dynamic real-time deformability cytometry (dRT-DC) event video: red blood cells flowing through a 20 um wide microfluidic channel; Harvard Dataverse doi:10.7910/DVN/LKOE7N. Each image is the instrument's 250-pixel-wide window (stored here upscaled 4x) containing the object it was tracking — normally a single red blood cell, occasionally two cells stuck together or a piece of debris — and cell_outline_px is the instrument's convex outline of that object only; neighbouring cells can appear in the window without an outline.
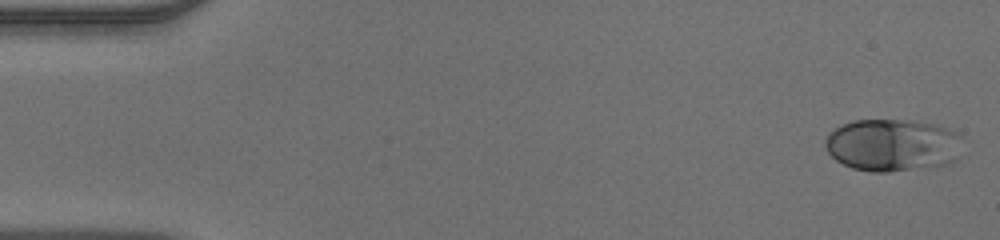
{"species": "human", "species_latin": "Homo sapiens", "temperature_condition": "warm", "stored_images_in_passage": 49, "camera_frame_rate_fps": 3000, "um_per_image_px": 0.085, "donor": {"sex": "male"}, "frame": {"image": 1, "passage_image": 1, "time_ms": 0.0, "image_size_px": [1000, 240], "cell_outline_px": [[960, 136], [956, 160], [948, 164], [888, 172], [872, 172], [852, 168], [836, 160], [828, 152], [824, 144], [824, 140], [836, 128], [852, 120], [912, 120], [936, 124], [960, 132]], "centroid_in_image_um": [75.86, 12.32], "position_along_channel_um": 9.1, "area_um2": 41.85}}
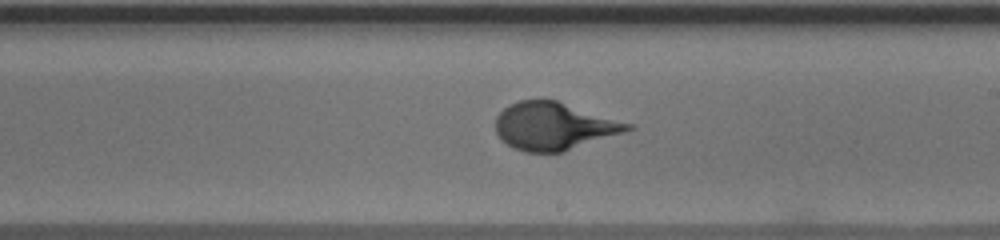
{"frame": {"image": 2, "passage_image": 28, "time_ms": 9.0, "image_size_px": [1000, 240], "cell_outline_px": [[636, 128], [564, 152], [528, 152], [512, 148], [496, 132], [496, 116], [508, 104], [520, 100], [556, 100], [632, 124]], "centroid_in_image_um": [47.08, 10.72], "position_along_channel_um": 241.9, "area_um2": 36.36}}
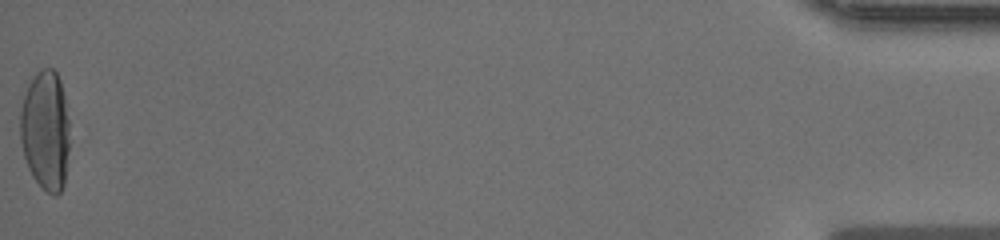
{"frame": {"image": 3, "passage_image": 49, "time_ms": 16.0, "image_size_px": [1000, 240], "cell_outline_px": [[68, 148], [64, 184], [60, 192], [56, 196], [52, 196], [32, 176], [28, 168], [24, 156], [20, 140], [20, 112], [24, 96], [36, 72], [44, 68], [52, 68], [56, 72], [60, 80], [64, 96], [68, 120]], "centroid_in_image_um": [3.86, 11.1], "position_along_channel_um": 431.3, "area_um2": 34.16}}